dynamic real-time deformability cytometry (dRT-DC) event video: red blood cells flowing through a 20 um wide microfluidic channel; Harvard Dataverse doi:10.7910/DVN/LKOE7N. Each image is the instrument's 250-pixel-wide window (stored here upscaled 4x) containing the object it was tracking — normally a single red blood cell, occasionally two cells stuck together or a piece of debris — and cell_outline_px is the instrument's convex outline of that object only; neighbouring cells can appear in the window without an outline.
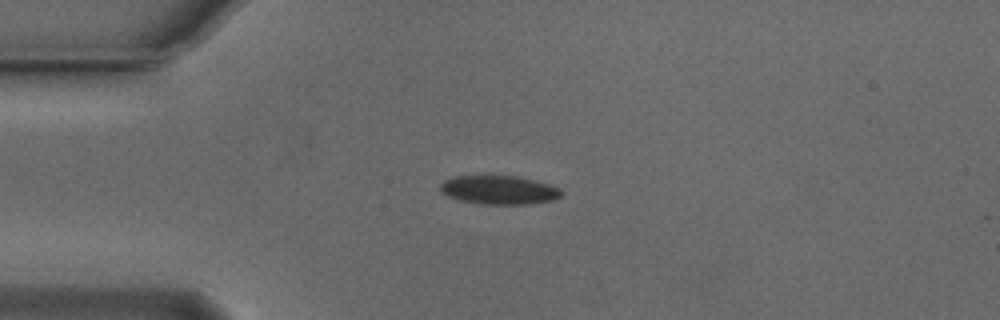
{"species": "Egyptian fruit bat (a non-hibernating species)", "species_latin": "Rousettus aegyptiacus", "temperature_condition": "cold", "stored_images_in_passage": 41, "camera_frame_rate_fps": 3000, "um_per_image_px": 0.085, "animal": {"sex": "male"}, "frame": {"image": 1, "passage_image": 1, "time_ms": 0.0, "image_size_px": [1000, 320], "cell_outline_px": [[564, 192], [556, 200], [532, 204], [480, 204], [460, 200], [448, 196], [440, 192], [440, 184], [444, 180], [452, 176], [516, 176], [548, 184], [560, 188]], "centroid_in_image_um": [42.42, 16.15], "position_along_channel_um": 42.6, "area_um2": 20.4}}
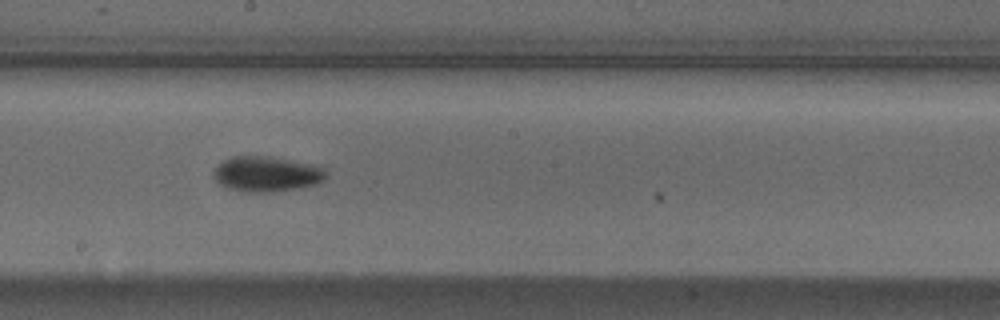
{"frame": {"image": 2, "passage_image": 17, "time_ms": 5.333, "image_size_px": [1000, 320], "cell_outline_px": [[328, 176], [324, 180], [316, 184], [296, 188], [272, 192], [244, 192], [228, 188], [220, 184], [212, 176], [212, 172], [224, 160], [232, 156], [268, 156], [308, 164], [324, 168]], "centroid_in_image_um": [22.64, 14.8], "position_along_channel_um": 225.6, "area_um2": 22.95}}
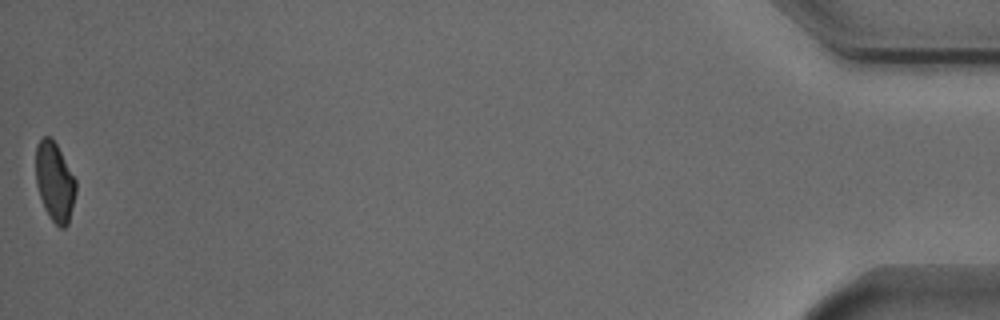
{"frame": {"image": 3, "passage_image": 41, "time_ms": 13.333, "image_size_px": [1000, 320], "cell_outline_px": [[76, 192], [68, 224], [64, 228], [60, 228], [52, 220], [44, 208], [36, 184], [36, 144], [44, 136], [52, 136], [76, 180]], "centroid_in_image_um": [4.65, 15.44], "position_along_channel_um": 430.6, "area_um2": 18.44}, "authors_computed_cell_mechanics": {"area_um2": 20.7502, "velocity_mm_per_s": 3.843, "shape_relaxation_time_tau1_ms": 2.9172, "shape_relaxation_time_tau2_ms": null, "deformation_change_tau1": 0.0971, "deformation_change_tau2": null}}